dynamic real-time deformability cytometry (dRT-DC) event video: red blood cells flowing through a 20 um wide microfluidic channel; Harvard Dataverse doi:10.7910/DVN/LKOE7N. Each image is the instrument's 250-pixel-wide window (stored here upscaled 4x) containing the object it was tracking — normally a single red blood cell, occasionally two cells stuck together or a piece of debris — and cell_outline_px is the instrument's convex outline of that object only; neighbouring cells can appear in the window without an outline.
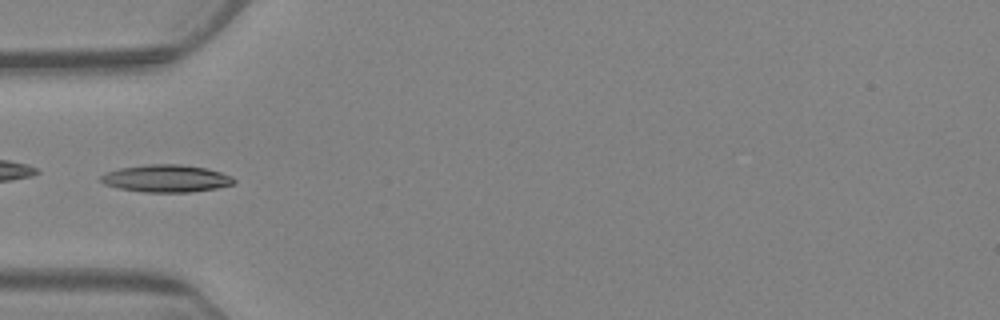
{"species": "Egyptian fruit bat (a non-hibernating species)", "species_latin": "Rousettus aegyptiacus", "temperature_condition": "warm", "stored_images_in_passage": 10, "camera_frame_rate_fps": 3000, "um_per_image_px": 0.085, "animal": {"sex": "female"}, "frame": {"image": 1, "passage_image": 6, "time_ms": 6.667, "image_size_px": [1000, 320], "cell_outline_px": [[236, 184], [216, 188], [188, 192], [144, 192], [120, 188], [104, 184], [100, 180], [100, 176], [108, 172], [120, 168], [148, 164], [180, 164], [208, 168], [232, 176], [236, 180]], "centroid_in_image_um": [14.17, 15.16], "position_along_channel_um": 70.8, "area_um2": 21.21}}
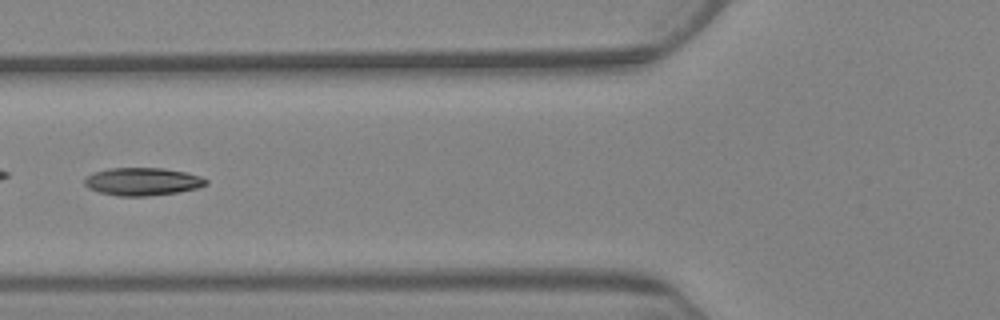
{"frame": {"image": 2, "passage_image": 7, "time_ms": 8.0, "image_size_px": [1000, 320], "cell_outline_px": [[208, 184], [196, 188], [180, 192], [148, 196], [116, 196], [100, 192], [88, 188], [84, 184], [84, 180], [92, 172], [108, 168], [164, 168], [184, 172], [200, 176], [208, 180]], "centroid_in_image_um": [12.1, 15.43], "position_along_channel_um": 113.7, "area_um2": 19.77}}
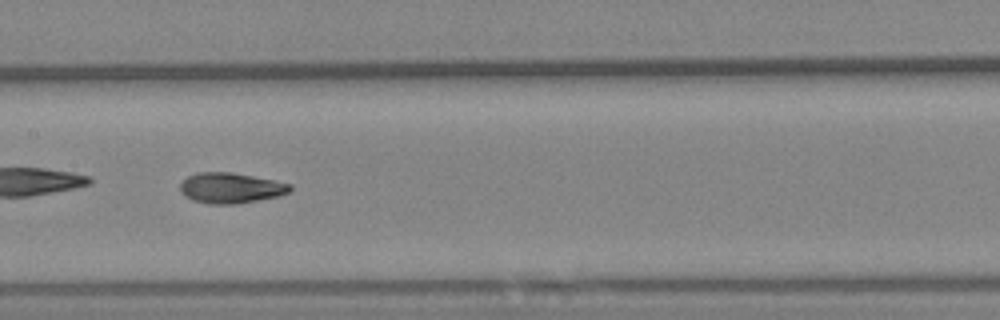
{"frame": {"image": 3, "passage_image": 9, "time_ms": 10.333, "image_size_px": [1000, 320], "cell_outline_px": [[292, 192], [280, 196], [236, 204], [208, 204], [192, 200], [184, 196], [180, 192], [180, 180], [196, 172], [232, 172], [292, 184]], "centroid_in_image_um": [19.59, 15.98], "position_along_channel_um": 187.8, "area_um2": 19.83}}